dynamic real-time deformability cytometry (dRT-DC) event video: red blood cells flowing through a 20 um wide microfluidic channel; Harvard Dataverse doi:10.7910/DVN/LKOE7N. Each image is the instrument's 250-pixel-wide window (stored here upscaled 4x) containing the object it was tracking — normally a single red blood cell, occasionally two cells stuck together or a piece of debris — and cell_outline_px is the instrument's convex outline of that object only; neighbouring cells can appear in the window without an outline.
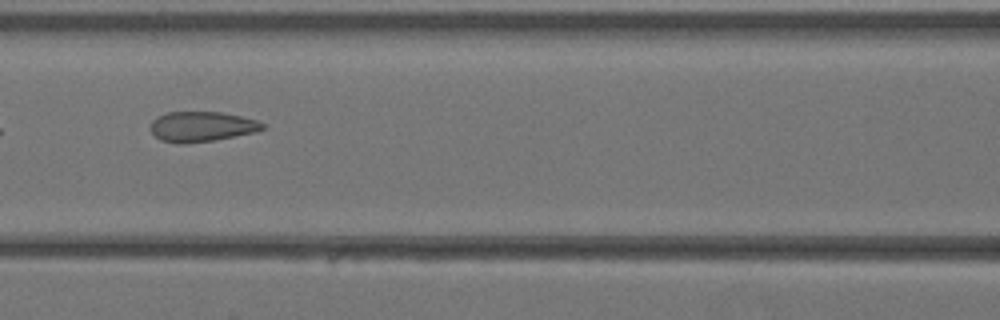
{"species": "Egyptian fruit bat (a non-hibernating species)", "species_latin": "Rousettus aegyptiacus", "temperature_condition": "warm", "stored_images_in_passage": 18, "camera_frame_rate_fps": 3000, "um_per_image_px": 0.085, "animal": {"sex": "female"}, "frame": {"image": 1, "passage_image": 6, "time_ms": 1.667, "image_size_px": [1000, 320], "cell_outline_px": [[264, 128], [252, 132], [212, 140], [184, 144], [180, 144], [160, 140], [152, 132], [152, 120], [168, 112], [224, 112], [256, 120], [264, 124]], "centroid_in_image_um": [17.12, 10.75], "position_along_channel_um": 149.5, "area_um2": 19.25}}
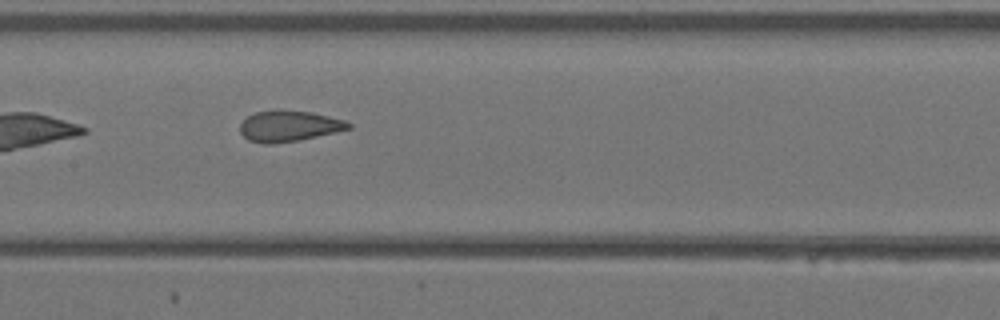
{"frame": {"image": 2, "passage_image": 8, "time_ms": 2.333, "image_size_px": [1000, 320], "cell_outline_px": [[352, 128], [336, 132], [300, 140], [272, 144], [264, 144], [248, 140], [240, 132], [240, 124], [248, 116], [256, 112], [312, 112], [344, 120], [352, 124]], "centroid_in_image_um": [24.58, 10.76], "position_along_channel_um": 182.8, "area_um2": 19.02}}